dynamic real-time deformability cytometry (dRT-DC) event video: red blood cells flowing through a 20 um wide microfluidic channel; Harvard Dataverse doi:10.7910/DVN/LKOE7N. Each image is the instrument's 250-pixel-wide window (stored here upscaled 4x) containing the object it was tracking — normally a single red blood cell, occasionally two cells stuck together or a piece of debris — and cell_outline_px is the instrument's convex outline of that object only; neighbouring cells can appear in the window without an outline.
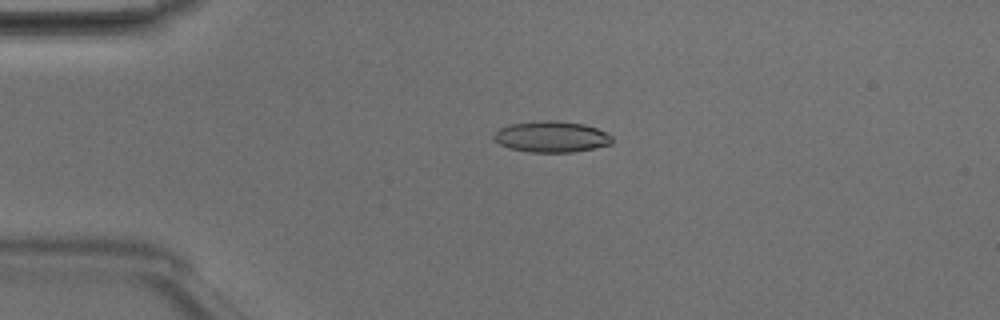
{"species": "Egyptian fruit bat (a non-hibernating species)", "species_latin": "Rousettus aegyptiacus", "temperature_condition": "room temperature", "stored_images_in_passage": 4, "camera_frame_rate_fps": 3000, "um_per_image_px": 0.085, "animal": {"sex": "male"}, "frame": {"image": 1, "passage_image": 3, "time_ms": 0.667, "image_size_px": [1000, 320], "cell_outline_px": [[612, 144], [572, 152], [528, 152], [508, 148], [500, 144], [492, 136], [500, 128], [508, 124], [540, 120], [556, 120], [584, 124], [596, 128], [612, 136]], "centroid_in_image_um": [46.85, 11.61], "position_along_channel_um": 38.2, "area_um2": 21.44}}